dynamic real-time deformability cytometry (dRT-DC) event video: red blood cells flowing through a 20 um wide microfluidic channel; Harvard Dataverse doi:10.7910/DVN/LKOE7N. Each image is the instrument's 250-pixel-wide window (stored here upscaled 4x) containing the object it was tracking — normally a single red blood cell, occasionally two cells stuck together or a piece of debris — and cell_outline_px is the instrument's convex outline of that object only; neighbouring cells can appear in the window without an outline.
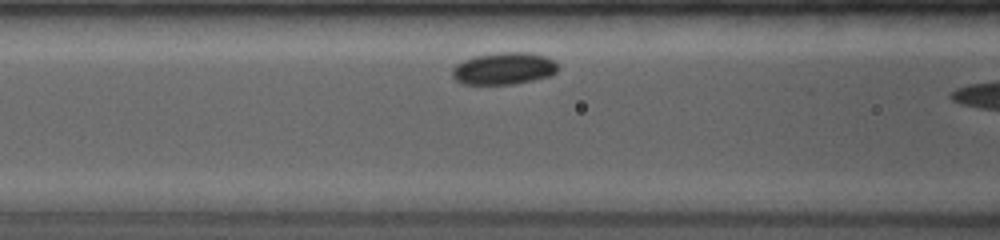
{"species": "common noctule bat (a hibernating species)", "species_latin": "Nyctalus noctula", "temperature_condition": "room temperature", "stored_images_in_passage": 19, "camera_frame_rate_fps": 4000, "um_per_image_px": 0.085, "animal": {"sex": "female", "body_mass_g": 19.0, "forearm_length_mm": 53.3}, "frame": {"image": 1, "passage_image": 4, "time_ms": 1.75, "image_size_px": [1000, 240], "cell_outline_px": [[560, 68], [552, 76], [512, 84], [460, 84], [452, 76], [452, 68], [456, 64], [464, 60], [476, 56], [496, 52], [528, 52], [544, 56], [556, 60], [560, 64]], "centroid_in_image_um": [42.87, 5.82], "position_along_channel_um": 123.7, "area_um2": 20.06}, "authors_computed_cell_mechanics": {"area_um2": 20.1144, "velocity_mm_per_s": 3.7138, "shape_relaxation_time_tau1_ms": 0.2336, "shape_relaxation_time_tau2_ms": null, "deformation_change_tau1": 0.0305, "deformation_change_tau2": null}}